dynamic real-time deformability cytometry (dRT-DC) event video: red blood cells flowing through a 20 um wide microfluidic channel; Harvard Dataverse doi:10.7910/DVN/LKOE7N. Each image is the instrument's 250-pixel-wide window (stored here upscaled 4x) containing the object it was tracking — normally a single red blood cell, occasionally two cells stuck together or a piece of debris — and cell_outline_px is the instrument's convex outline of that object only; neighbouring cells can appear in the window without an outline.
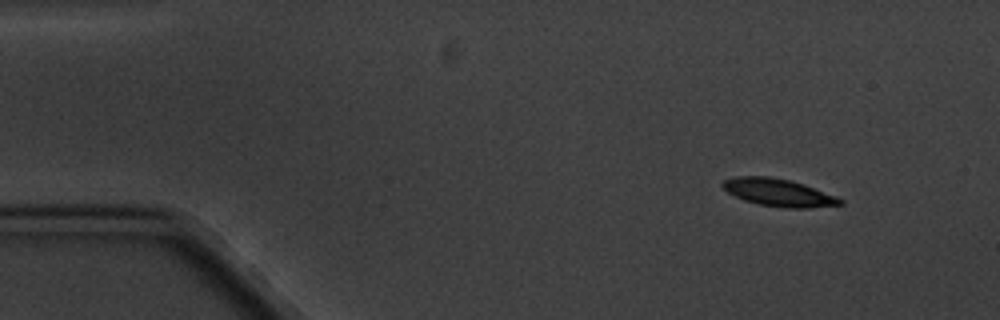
{"species": "common noctule bat (a hibernating species)", "species_latin": "Nyctalus noctula", "temperature_condition": "cold", "stored_images_in_passage": 4, "camera_frame_rate_fps": 3000, "um_per_image_px": 0.085, "animal": {"sex": "male", "body_mass_g": 20.1, "forearm_length_mm": 53.5}, "frame": {"image": 1, "passage_image": 1, "time_ms": 0.0, "image_size_px": [1000, 320], "cell_outline_px": [[844, 204], [808, 208], [784, 208], [760, 204], [744, 200], [728, 192], [720, 184], [724, 180], [736, 176], [768, 176], [788, 180], [804, 184], [836, 196], [844, 200]], "centroid_in_image_um": [66.19, 16.37], "position_along_channel_um": 18.8, "area_um2": 18.73}}
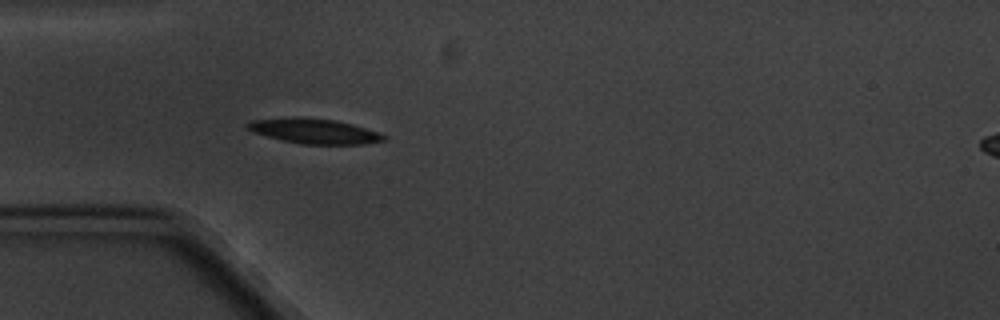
{"frame": {"image": 2, "passage_image": 4, "time_ms": 3.667, "image_size_px": [1000, 320], "cell_outline_px": [[388, 140], [364, 144], [300, 144], [252, 132], [244, 124], [252, 120], [296, 116], [336, 120], [352, 124], [388, 136]], "centroid_in_image_um": [26.72, 11.14], "position_along_channel_um": 58.3, "area_um2": 19.88}}